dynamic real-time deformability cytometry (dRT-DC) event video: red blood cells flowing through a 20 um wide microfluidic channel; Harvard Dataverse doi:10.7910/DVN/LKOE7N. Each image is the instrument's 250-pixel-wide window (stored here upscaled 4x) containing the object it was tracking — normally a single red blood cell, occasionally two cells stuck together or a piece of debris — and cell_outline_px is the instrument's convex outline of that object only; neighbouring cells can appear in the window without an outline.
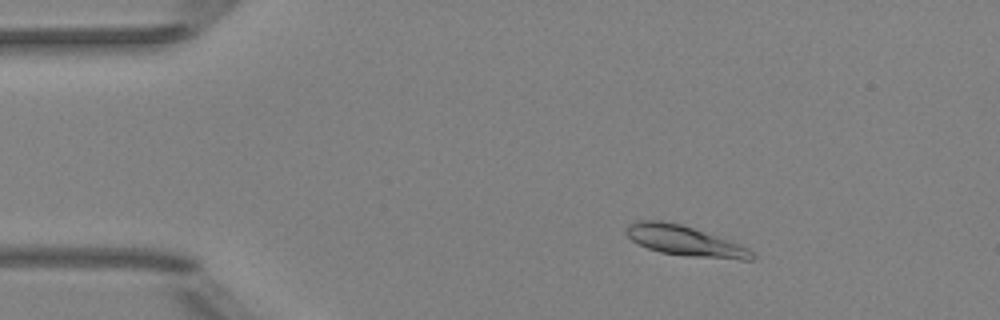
{"species": "Egyptian fruit bat (a non-hibernating species)", "species_latin": "Rousettus aegyptiacus", "temperature_condition": "room temperature", "stored_images_in_passage": 4, "camera_frame_rate_fps": 3000, "um_per_image_px": 0.085, "animal": {"sex": "female"}, "frame": {"image": 1, "passage_image": 2, "time_ms": 2.0, "image_size_px": [1000, 320], "cell_outline_px": [[756, 256], [752, 260], [740, 260], [684, 256], [660, 252], [648, 248], [632, 240], [624, 232], [624, 228], [628, 224], [636, 220], [664, 220], [680, 224], [728, 240], [748, 248]], "centroid_in_image_um": [58.17, 20.47], "position_along_channel_um": 26.8, "area_um2": 22.14}}
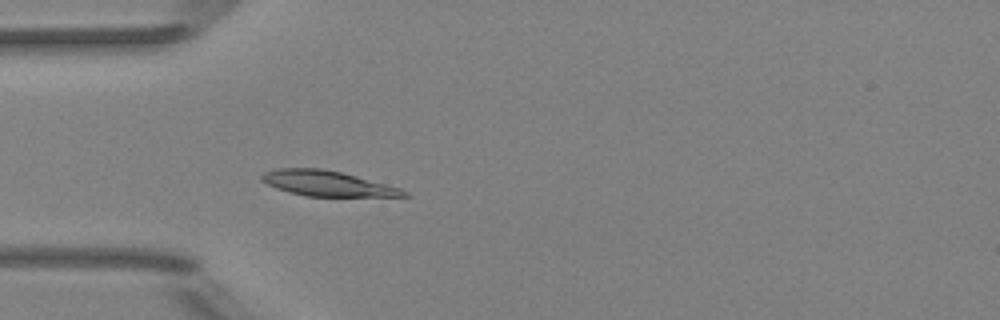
{"frame": {"image": 2, "passage_image": 4, "time_ms": 4.333, "image_size_px": [1000, 320], "cell_outline_px": [[408, 196], [304, 196], [288, 192], [276, 188], [260, 180], [260, 176], [264, 172], [280, 168], [320, 168], [340, 172], [356, 176], [400, 188], [408, 192]], "centroid_in_image_um": [27.77, 15.59], "position_along_channel_um": 57.2, "area_um2": 20.69}}